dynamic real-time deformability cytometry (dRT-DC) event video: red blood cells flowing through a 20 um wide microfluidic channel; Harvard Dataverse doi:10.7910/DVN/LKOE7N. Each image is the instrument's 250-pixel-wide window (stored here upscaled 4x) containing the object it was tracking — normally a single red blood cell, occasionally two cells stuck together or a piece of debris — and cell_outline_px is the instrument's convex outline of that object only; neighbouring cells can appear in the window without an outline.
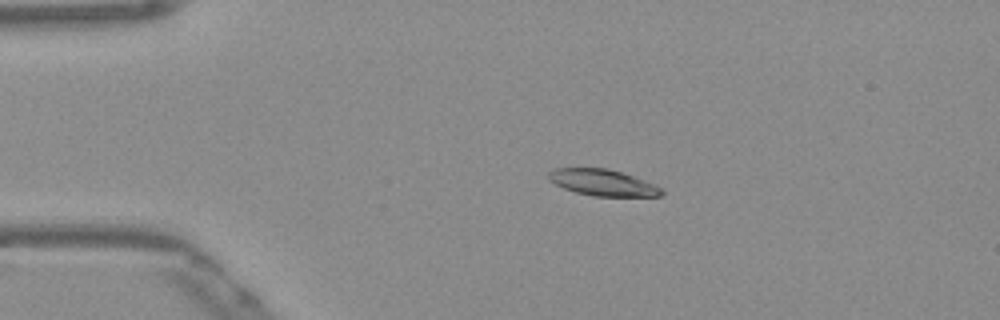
{"species": "Egyptian fruit bat (a non-hibernating species)", "species_latin": "Rousettus aegyptiacus", "temperature_condition": "warm", "stored_images_in_passage": 43, "camera_frame_rate_fps": 3000, "um_per_image_px": 0.085, "frame": {"image": 1, "passage_image": 1, "time_ms": 0.0, "image_size_px": [1000, 320], "cell_outline_px": [[664, 192], [660, 196], [592, 196], [576, 192], [564, 188], [548, 180], [548, 172], [556, 168], [608, 168], [656, 184]], "centroid_in_image_um": [51.22, 15.52], "position_along_channel_um": 33.8, "area_um2": 17.22}}
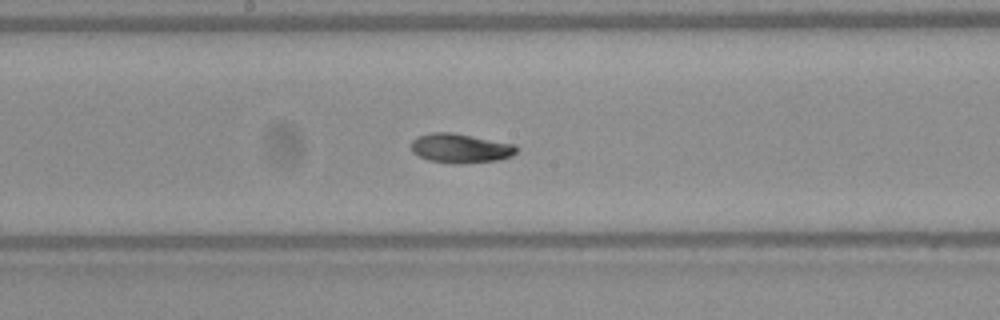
{"frame": {"image": 2, "passage_image": 18, "time_ms": 5.667, "image_size_px": [1000, 320], "cell_outline_px": [[516, 152], [512, 156], [496, 160], [460, 164], [452, 164], [428, 160], [412, 152], [412, 140], [416, 136], [432, 132], [452, 132], [516, 144]], "centroid_in_image_um": [39.12, 12.6], "position_along_channel_um": 209.1, "area_um2": 18.09}}
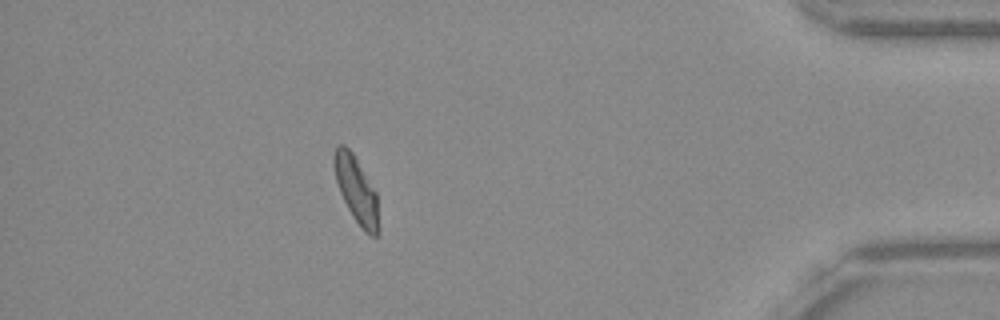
{"frame": {"image": 3, "passage_image": 37, "time_ms": 12.0, "image_size_px": [1000, 320], "cell_outline_px": [[380, 232], [376, 236], [372, 236], [364, 232], [352, 216], [340, 192], [336, 180], [332, 164], [332, 156], [336, 148], [340, 144], [344, 144], [352, 152], [376, 192]], "centroid_in_image_um": [30.28, 16.16], "position_along_channel_um": 404.9, "area_um2": 17.28}, "authors_computed_cell_mechanics": {"area_um2": 17.5134, "velocity_mm_per_s": 3.8496, "shape_relaxation_time_tau1_ms": 5.8098, "shape_relaxation_time_tau2_ms": 2.4177, "deformation_change_tau1": 0.1822, "deformation_change_tau2": 0.0684}}